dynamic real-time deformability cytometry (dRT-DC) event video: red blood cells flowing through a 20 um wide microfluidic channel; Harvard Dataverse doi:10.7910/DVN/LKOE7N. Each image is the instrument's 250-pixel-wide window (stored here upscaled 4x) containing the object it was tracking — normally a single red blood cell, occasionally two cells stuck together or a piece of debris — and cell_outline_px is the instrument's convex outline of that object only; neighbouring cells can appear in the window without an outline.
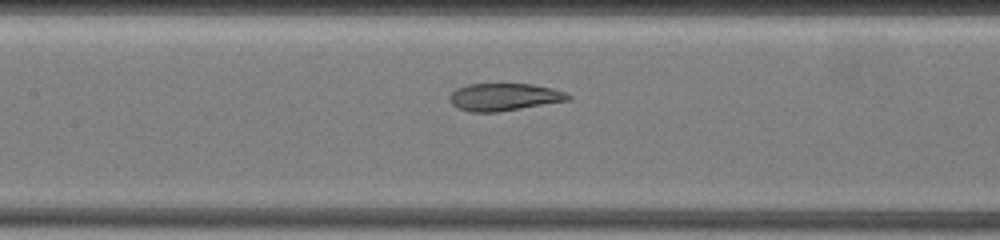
{"species": "common noctule bat (a hibernating species)", "species_latin": "Nyctalus noctula", "temperature_condition": "warm", "stored_images_in_passage": 22, "camera_frame_rate_fps": 3000, "um_per_image_px": 0.085, "animal": {"sex": "female", "body_mass_g": 19.5, "forearm_length_mm": 54.1}, "frame": {"image": 1, "passage_image": 4, "time_ms": 3.0, "image_size_px": [1000, 240], "cell_outline_px": [[572, 100], [496, 112], [472, 112], [456, 108], [448, 100], [448, 96], [456, 88], [468, 84], [532, 84], [552, 88], [564, 92], [572, 96]], "centroid_in_image_um": [42.83, 8.24], "position_along_channel_um": 164.6, "area_um2": 19.07}}
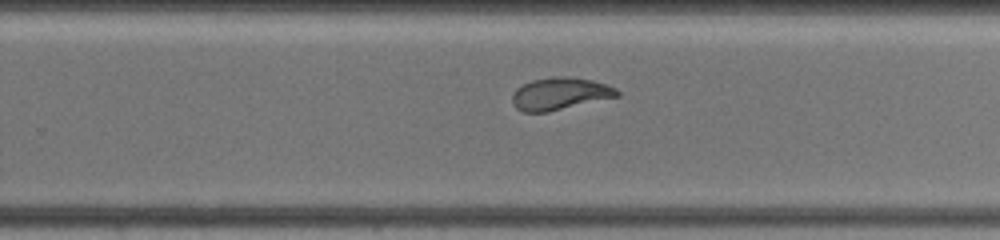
{"frame": {"image": 2, "passage_image": 10, "time_ms": 6.333, "image_size_px": [1000, 240], "cell_outline_px": [[620, 96], [548, 112], [524, 112], [516, 108], [512, 104], [512, 96], [516, 88], [532, 80], [552, 76], [568, 76], [592, 80], [616, 88], [620, 92]], "centroid_in_image_um": [47.59, 7.96], "position_along_channel_um": 282.2, "area_um2": 19.83}}
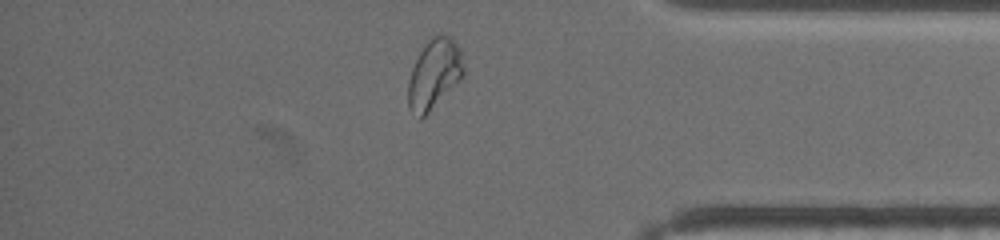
{"frame": {"image": 3, "passage_image": 17, "time_ms": 10.0, "image_size_px": [1000, 240], "cell_outline_px": [[464, 76], [420, 120], [408, 108], [408, 80], [412, 68], [420, 52], [428, 40], [432, 36], [440, 32], [444, 32], [452, 36], [460, 52], [464, 68]], "centroid_in_image_um": [36.9, 6.26], "position_along_channel_um": 398.3, "area_um2": 22.54}}